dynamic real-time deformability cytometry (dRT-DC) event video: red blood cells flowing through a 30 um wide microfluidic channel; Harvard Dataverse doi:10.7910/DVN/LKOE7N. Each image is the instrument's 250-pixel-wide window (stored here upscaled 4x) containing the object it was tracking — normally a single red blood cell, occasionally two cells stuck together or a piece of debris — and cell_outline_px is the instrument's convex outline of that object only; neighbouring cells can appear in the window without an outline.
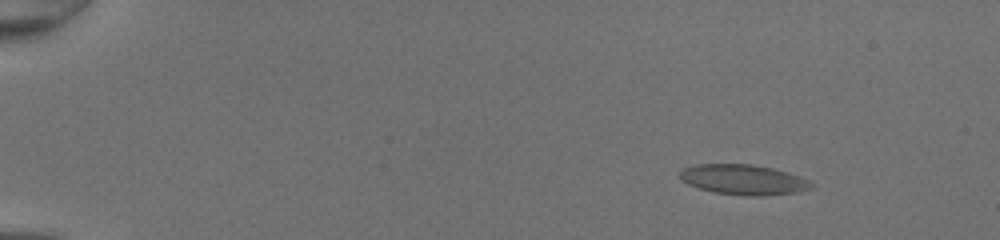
{"species": "common noctule bat (a hibernating species)", "species_latin": "Nyctalus noctula", "temperature_condition": "room temperature", "stored_images_in_passage": 52, "camera_frame_rate_fps": 3000, "um_per_image_px": 0.085, "animal": {"sex": "female", "body_mass_g": 20.0, "forearm_length_mm": 54.0}, "frame": {"image": 1, "passage_image": 8, "time_ms": 2.333, "image_size_px": [1000, 240], "cell_outline_px": [[816, 184], [812, 188], [796, 192], [760, 196], [744, 196], [716, 192], [700, 188], [688, 184], [680, 180], [680, 172], [684, 168], [696, 164], [752, 164], [772, 168], [788, 172], [800, 176]], "centroid_in_image_um": [63.22, 15.27], "position_along_channel_um": 21.8, "area_um2": 23.12}}
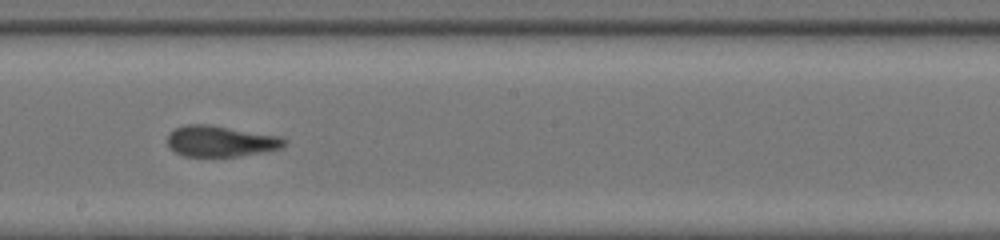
{"frame": {"image": 2, "passage_image": 32, "time_ms": 10.333, "image_size_px": [1000, 240], "cell_outline_px": [[288, 144], [284, 148], [236, 156], [184, 156], [176, 152], [168, 144], [168, 132], [184, 124], [208, 124], [280, 136], [288, 140]], "centroid_in_image_um": [18.78, 11.99], "position_along_channel_um": 229.4, "area_um2": 21.1}}
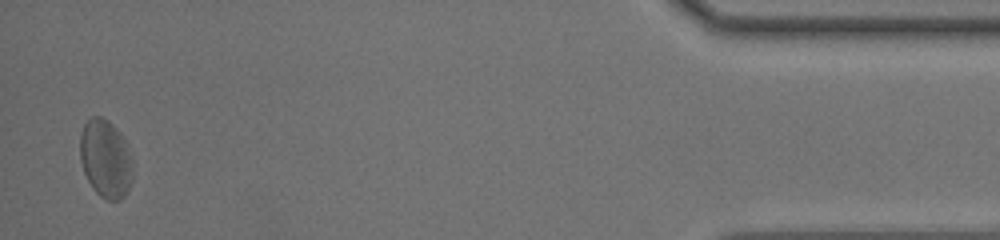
{"frame": {"image": 3, "passage_image": 51, "time_ms": 16.667, "image_size_px": [1000, 240], "cell_outline_px": [[132, 180], [124, 196], [120, 200], [104, 200], [92, 188], [84, 172], [80, 160], [80, 136], [84, 124], [92, 116], [100, 116], [108, 120], [116, 128], [124, 140], [132, 156]], "centroid_in_image_um": [8.97, 13.5], "position_along_channel_um": 426.2, "area_um2": 24.04}, "authors_computed_cell_mechanics": {"area_um2": 22.1085, "velocity_mm_per_s": 4.2348, "shape_relaxation_time_tau1_ms": 9.7764, "shape_relaxation_time_tau2_ms": 2.0071, "deformation_change_tau1": 0.2399, "deformation_change_tau2": 0.0876}}